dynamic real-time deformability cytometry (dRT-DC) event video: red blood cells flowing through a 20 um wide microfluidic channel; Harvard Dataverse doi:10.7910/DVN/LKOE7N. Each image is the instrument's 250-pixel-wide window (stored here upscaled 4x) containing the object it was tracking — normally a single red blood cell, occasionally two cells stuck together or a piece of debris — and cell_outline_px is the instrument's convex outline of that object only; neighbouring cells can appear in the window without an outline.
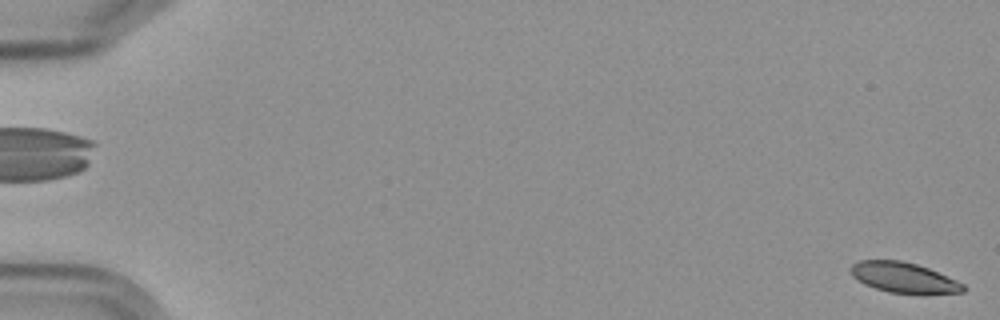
{"species": "Egyptian fruit bat (a non-hibernating species)", "species_latin": "Rousettus aegyptiacus", "temperature_condition": "cold", "stored_images_in_passage": 4, "camera_frame_rate_fps": 3000, "um_per_image_px": 0.085, "frame": {"image": 1, "passage_image": 4, "time_ms": 4.333, "image_size_px": [1000, 320], "cell_outline_px": [[964, 292], [888, 292], [864, 284], [856, 280], [852, 276], [852, 264], [860, 260], [900, 260], [916, 264], [928, 268], [956, 280], [964, 284]], "centroid_in_image_um": [76.76, 23.56], "position_along_channel_um": 8.2, "area_um2": 19.25}}